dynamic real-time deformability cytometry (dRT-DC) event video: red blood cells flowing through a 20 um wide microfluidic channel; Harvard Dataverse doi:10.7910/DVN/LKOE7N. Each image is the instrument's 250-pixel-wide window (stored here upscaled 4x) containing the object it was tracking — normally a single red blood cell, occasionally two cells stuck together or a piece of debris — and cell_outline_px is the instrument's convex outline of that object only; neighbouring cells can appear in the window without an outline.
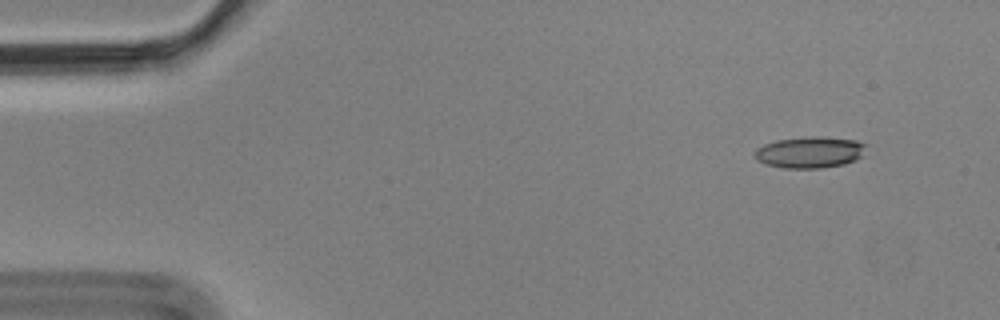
{"species": "Egyptian fruit bat (a non-hibernating species)", "species_latin": "Rousettus aegyptiacus", "temperature_condition": "cold", "stored_images_in_passage": 4, "camera_frame_rate_fps": 3000, "um_per_image_px": 0.085, "animal": {"sex": "male"}, "frame": {"image": 1, "passage_image": 1, "time_ms": 0.0, "image_size_px": [1000, 320], "cell_outline_px": [[868, 144], [864, 156], [856, 160], [844, 164], [820, 168], [784, 168], [764, 164], [756, 160], [756, 148], [764, 144], [776, 140], [812, 136], [820, 136], [856, 140]], "centroid_in_image_um": [68.89, 12.94], "position_along_channel_um": 16.1, "area_um2": 20.63}}